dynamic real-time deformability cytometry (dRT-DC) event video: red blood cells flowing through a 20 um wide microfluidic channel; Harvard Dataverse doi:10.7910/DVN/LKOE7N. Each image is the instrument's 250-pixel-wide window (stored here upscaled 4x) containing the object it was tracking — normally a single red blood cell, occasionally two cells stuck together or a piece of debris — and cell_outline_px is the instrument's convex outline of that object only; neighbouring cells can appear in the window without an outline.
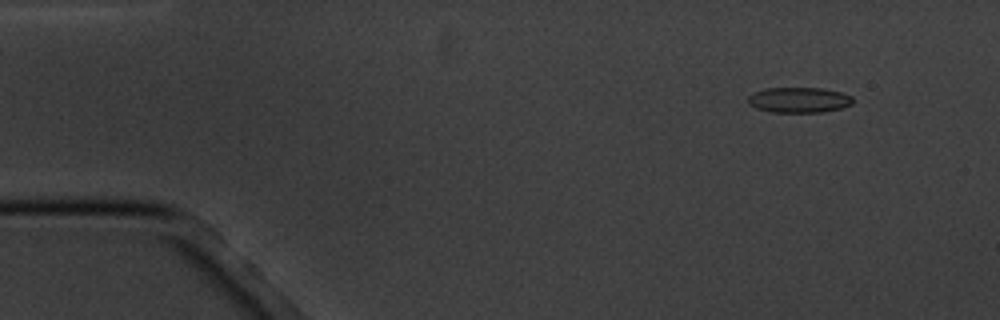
{"species": "common noctule bat (a hibernating species)", "species_latin": "Nyctalus noctula", "temperature_condition": "cold", "stored_images_in_passage": 6, "camera_frame_rate_fps": 3000, "um_per_image_px": 0.085, "animal": {"sex": "male", "body_mass_g": 20.1, "forearm_length_mm": 53.5}, "frame": {"image": 1, "passage_image": 2, "time_ms": 1.333, "image_size_px": [1000, 320], "cell_outline_px": [[852, 104], [840, 108], [824, 112], [772, 112], [756, 108], [748, 104], [748, 96], [752, 92], [764, 88], [824, 88], [840, 92], [852, 96]], "centroid_in_image_um": [67.88, 8.49], "position_along_channel_um": 17.1, "area_um2": 15.61}}
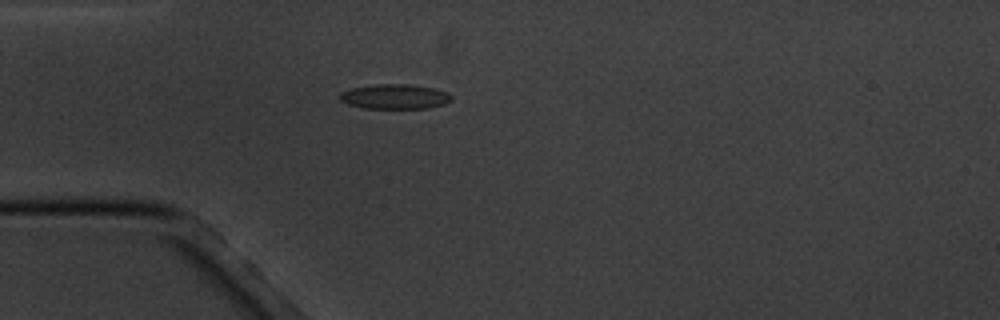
{"frame": {"image": 2, "passage_image": 5, "time_ms": 4.667, "image_size_px": [1000, 320], "cell_outline_px": [[452, 100], [444, 104], [428, 108], [364, 108], [348, 104], [340, 100], [340, 92], [352, 88], [376, 84], [408, 84], [436, 88], [448, 92], [452, 96]], "centroid_in_image_um": [33.59, 8.2], "position_along_channel_um": 51.4, "area_um2": 16.18}}